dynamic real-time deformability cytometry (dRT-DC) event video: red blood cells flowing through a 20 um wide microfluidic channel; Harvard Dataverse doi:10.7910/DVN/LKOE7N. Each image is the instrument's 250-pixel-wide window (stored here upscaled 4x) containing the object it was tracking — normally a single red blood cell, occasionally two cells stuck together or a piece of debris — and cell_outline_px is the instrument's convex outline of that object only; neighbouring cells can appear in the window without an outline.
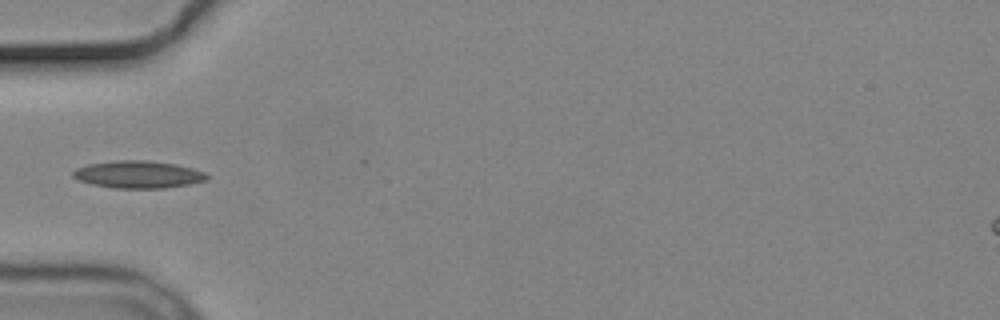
{"species": "common noctule bat (a hibernating species)", "species_latin": "Nyctalus noctula", "temperature_condition": "cold", "stored_images_in_passage": 1, "camera_frame_rate_fps": 3000, "um_per_image_px": 0.085, "animal": {"sex": "male", "body_mass_g": 19.2, "forearm_length_mm": 51.8}, "frame": {"image": 1, "passage_image": 1, "time_ms": 0.0, "image_size_px": [1000, 320], "cell_outline_px": [[208, 180], [188, 184], [164, 188], [112, 188], [92, 184], [80, 180], [72, 176], [72, 172], [76, 168], [88, 164], [116, 160], [144, 160], [176, 164], [192, 168], [204, 172], [208, 176]], "centroid_in_image_um": [11.74, 14.83], "position_along_channel_um": 73.3, "area_um2": 21.27}}